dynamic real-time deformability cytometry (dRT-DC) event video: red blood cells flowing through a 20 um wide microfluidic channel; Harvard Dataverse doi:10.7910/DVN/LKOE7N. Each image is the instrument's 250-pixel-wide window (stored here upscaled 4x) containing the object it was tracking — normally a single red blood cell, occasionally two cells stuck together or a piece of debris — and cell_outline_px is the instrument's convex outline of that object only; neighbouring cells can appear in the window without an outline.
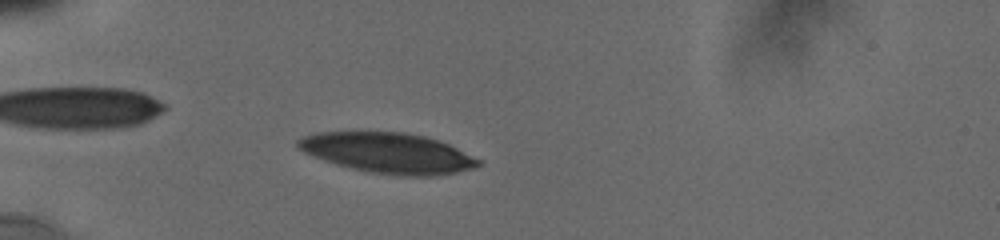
{"species": "human", "species_latin": "Homo sapiens", "temperature_condition": "cold", "stored_images_in_passage": 17, "camera_frame_rate_fps": 3000, "um_per_image_px": 0.085, "donor": {"sex": "male"}, "frame": {"image": 1, "passage_image": 6, "time_ms": 2.0, "image_size_px": [1000, 240], "cell_outline_px": [[480, 164], [472, 168], [456, 172], [436, 176], [400, 176], [368, 172], [336, 164], [312, 156], [296, 148], [296, 140], [304, 136], [316, 132], [400, 132], [424, 136], [448, 144], [480, 160]], "centroid_in_image_um": [32.92, 13.01], "position_along_channel_um": 52.1, "area_um2": 42.19}}
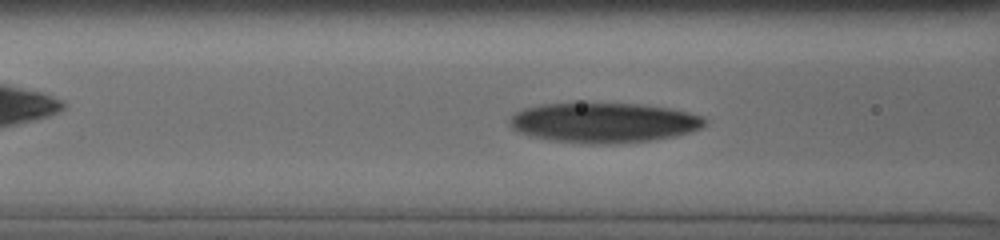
{"frame": {"image": 2, "passage_image": 13, "time_ms": 4.333, "image_size_px": [1000, 240], "cell_outline_px": [[708, 124], [692, 132], [676, 136], [652, 140], [612, 144], [588, 144], [548, 140], [528, 136], [512, 128], [508, 124], [508, 120], [516, 112], [524, 108], [540, 104], [640, 104], [668, 108], [688, 112], [704, 116], [708, 120]], "centroid_in_image_um": [51.34, 10.44], "position_along_channel_um": 115.3, "area_um2": 45.72}}
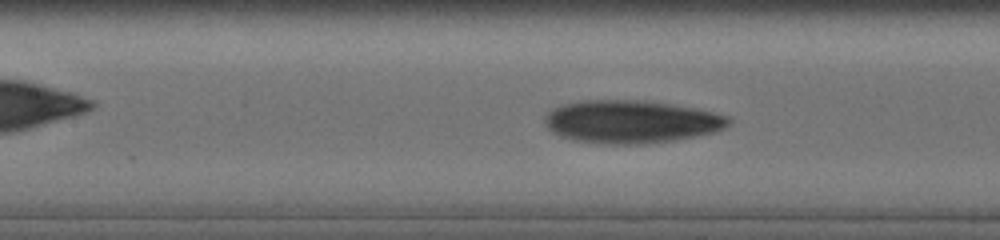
{"frame": {"image": 3, "passage_image": 15, "time_ms": 5.333, "image_size_px": [1000, 240], "cell_outline_px": [[732, 120], [724, 128], [716, 132], [676, 140], [648, 144], [596, 144], [572, 140], [560, 136], [552, 132], [544, 124], [544, 116], [552, 108], [560, 104], [580, 100], [644, 100], [696, 108], [728, 116]], "centroid_in_image_um": [53.6, 10.35], "position_along_channel_um": 153.8, "area_um2": 46.59}}